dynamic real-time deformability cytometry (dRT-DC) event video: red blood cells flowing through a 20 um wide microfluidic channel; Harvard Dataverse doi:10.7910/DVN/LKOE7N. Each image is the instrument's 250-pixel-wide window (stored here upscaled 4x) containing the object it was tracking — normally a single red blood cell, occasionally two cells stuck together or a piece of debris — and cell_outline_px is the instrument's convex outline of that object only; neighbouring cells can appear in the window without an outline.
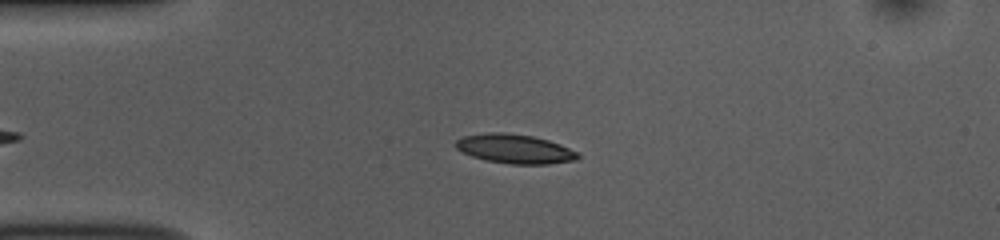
{"species": "common noctule bat (a hibernating species)", "species_latin": "Nyctalus noctula", "temperature_condition": "room temperature", "stored_images_in_passage": 41, "camera_frame_rate_fps": 3000, "um_per_image_px": 0.085, "animal": {"sex": "female", "body_mass_g": 10.0, "forearm_length_mm": 53.1}, "frame": {"image": 1, "passage_image": 6, "time_ms": 1.667, "image_size_px": [1000, 240], "cell_outline_px": [[580, 156], [576, 160], [548, 164], [512, 164], [488, 160], [472, 156], [456, 148], [456, 140], [464, 136], [488, 132], [504, 132], [532, 136], [548, 140], [560, 144], [580, 152]], "centroid_in_image_um": [43.81, 12.65], "position_along_channel_um": 41.2, "area_um2": 20.69}}
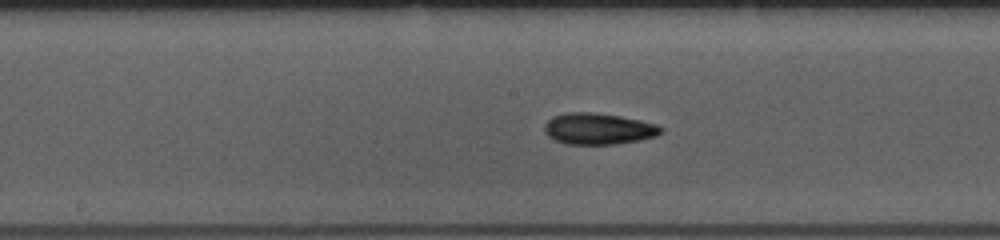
{"frame": {"image": 2, "passage_image": 20, "time_ms": 6.333, "image_size_px": [1000, 240], "cell_outline_px": [[664, 132], [656, 136], [616, 144], [568, 144], [556, 140], [548, 136], [544, 132], [544, 124], [552, 116], [564, 112], [592, 112], [620, 116], [640, 120], [656, 124], [664, 128]], "centroid_in_image_um": [50.85, 10.93], "position_along_channel_um": 197.4, "area_um2": 21.33}}
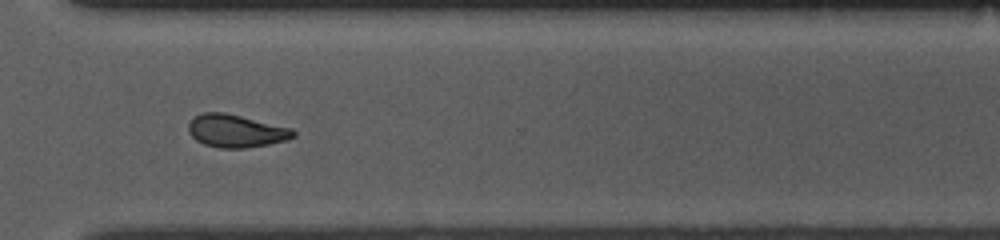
{"frame": {"image": 3, "passage_image": 32, "time_ms": 10.333, "image_size_px": [1000, 240], "cell_outline_px": [[296, 136], [288, 140], [268, 144], [244, 148], [220, 148], [204, 144], [196, 140], [188, 132], [188, 124], [196, 116], [204, 112], [224, 112], [292, 128], [296, 132]], "centroid_in_image_um": [20.08, 11.13], "position_along_channel_um": 350.5, "area_um2": 20.0}, "authors_computed_cell_mechanics": {"area_um2": 20.5768, "velocity_mm_per_s": 3.8393, "shape_relaxation_time_tau1_ms": 4.27, "shape_relaxation_time_tau2_ms": 3.809, "deformation_change_tau1": 0.1474, "deformation_change_tau2": 0.1035}}